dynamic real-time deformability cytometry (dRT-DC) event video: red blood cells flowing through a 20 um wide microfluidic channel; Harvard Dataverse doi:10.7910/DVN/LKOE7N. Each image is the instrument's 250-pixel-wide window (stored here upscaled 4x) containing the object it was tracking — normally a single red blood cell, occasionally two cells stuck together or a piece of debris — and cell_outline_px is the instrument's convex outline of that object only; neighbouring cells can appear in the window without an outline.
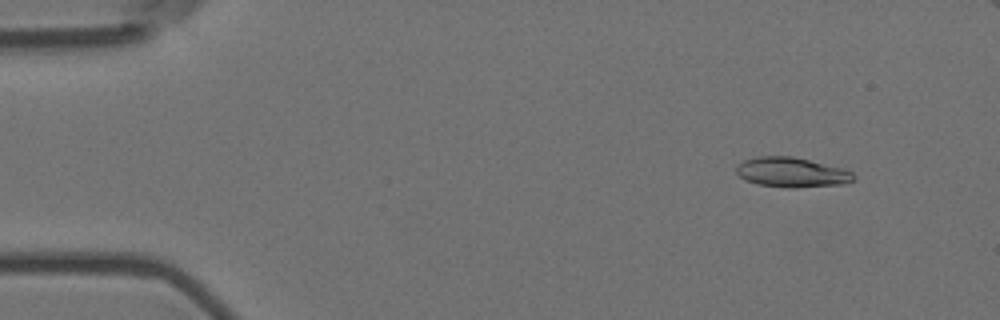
{"species": "Egyptian fruit bat (a non-hibernating species)", "species_latin": "Rousettus aegyptiacus", "temperature_condition": "room temperature", "stored_images_in_passage": 8, "camera_frame_rate_fps": 3000, "um_per_image_px": 0.085, "animal": {"sex": "female"}, "frame": {"image": 1, "passage_image": 2, "time_ms": 0.333, "image_size_px": [1000, 320], "cell_outline_px": [[856, 176], [852, 180], [844, 184], [796, 188], [792, 188], [760, 184], [744, 180], [736, 172], [736, 168], [744, 160], [756, 156], [792, 156], [840, 168], [852, 172]], "centroid_in_image_um": [67.28, 14.65], "position_along_channel_um": 17.7, "area_um2": 20.11}}